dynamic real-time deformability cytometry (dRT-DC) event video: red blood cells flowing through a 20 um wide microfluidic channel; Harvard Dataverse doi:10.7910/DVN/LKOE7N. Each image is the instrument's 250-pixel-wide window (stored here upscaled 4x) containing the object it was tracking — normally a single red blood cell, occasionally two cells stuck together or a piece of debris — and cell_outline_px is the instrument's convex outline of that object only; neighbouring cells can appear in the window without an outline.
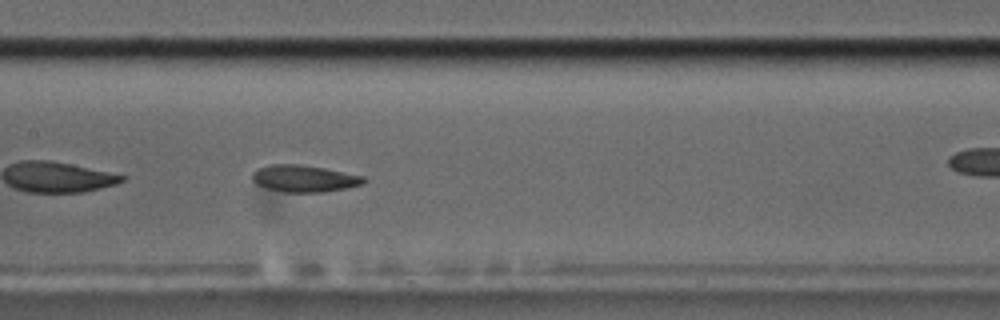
{"species": "common noctule bat (a hibernating species)", "species_latin": "Nyctalus noctula", "temperature_condition": "cold", "stored_images_in_passage": 8, "segment_of_instrument_passage": [1, 2], "camera_frame_rate_fps": 3000, "um_per_image_px": 0.085, "animal": {"sex": "male", "body_mass_g": 17.5, "forearm_length_mm": 52.3}, "frame": {"image": 1, "passage_image": 7, "time_ms": 7.667, "image_size_px": [1000, 320], "cell_outline_px": [[368, 180], [364, 184], [348, 188], [324, 192], [284, 192], [264, 188], [256, 184], [252, 180], [252, 172], [256, 168], [272, 164], [300, 164], [324, 168], [364, 176]], "centroid_in_image_um": [25.85, 15.18], "position_along_channel_um": 181.5, "area_um2": 17.74}}